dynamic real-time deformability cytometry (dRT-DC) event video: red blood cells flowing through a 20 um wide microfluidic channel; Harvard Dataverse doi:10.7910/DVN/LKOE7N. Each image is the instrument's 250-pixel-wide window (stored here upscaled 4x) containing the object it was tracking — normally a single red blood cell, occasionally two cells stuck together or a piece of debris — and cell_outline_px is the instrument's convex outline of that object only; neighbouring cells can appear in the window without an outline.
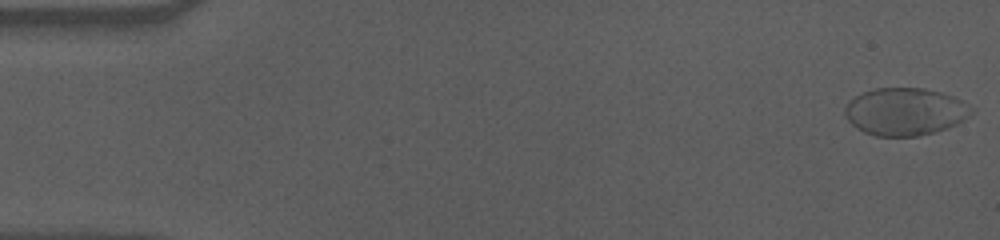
{"species": "human", "species_latin": "Homo sapiens", "temperature_condition": "cold", "stored_images_in_passage": 58, "camera_frame_rate_fps": 3000, "um_per_image_px": 0.085, "donor": {"sex": "male"}, "frame": {"image": 1, "passage_image": 1, "time_ms": 0.0, "image_size_px": [1000, 240], "cell_outline_px": [[976, 108], [964, 120], [948, 128], [916, 136], [876, 136], [864, 132], [856, 128], [848, 120], [844, 112], [844, 108], [848, 100], [864, 92], [876, 88], [924, 88], [940, 92], [964, 100]], "centroid_in_image_um": [76.95, 9.48], "position_along_channel_um": 8.1, "area_um2": 35.2}}
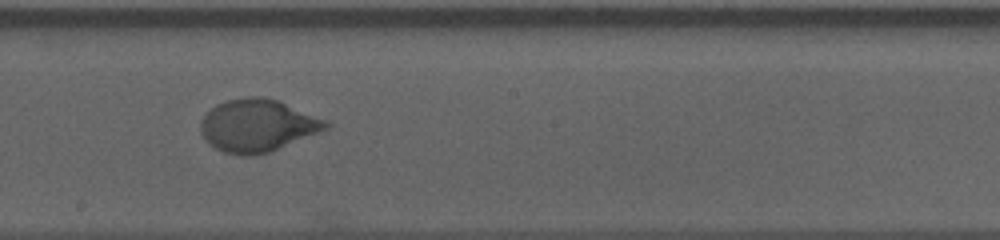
{"frame": {"image": 2, "passage_image": 32, "time_ms": 10.333, "image_size_px": [1000, 240], "cell_outline_px": [[332, 124], [328, 128], [268, 152], [252, 156], [240, 156], [224, 152], [208, 144], [204, 140], [200, 132], [200, 120], [216, 104], [228, 100], [248, 96], [260, 96], [280, 100], [328, 120]], "centroid_in_image_um": [21.88, 10.66], "position_along_channel_um": 226.3, "area_um2": 38.49}}
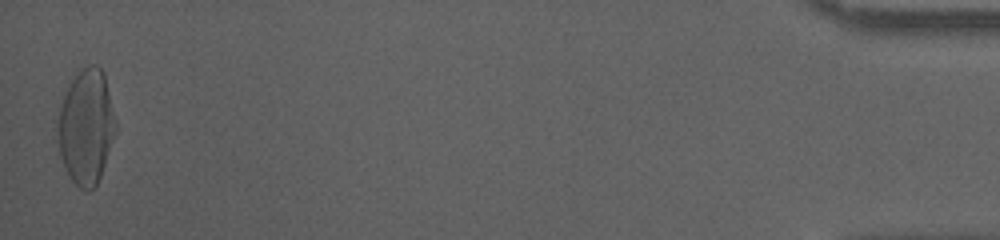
{"frame": {"image": 3, "passage_image": 57, "time_ms": 18.667, "image_size_px": [1000, 240], "cell_outline_px": [[116, 132], [100, 176], [96, 184], [88, 192], [84, 192], [68, 176], [60, 156], [56, 140], [56, 124], [64, 92], [72, 80], [88, 64], [96, 64], [104, 72], [116, 120]], "centroid_in_image_um": [7.3, 10.79], "position_along_channel_um": 427.9, "area_um2": 39.07}, "authors_computed_cell_mechanics": {"area_um2": 36.5874, "velocity_mm_per_s": 3.5264, "shape_relaxation_time_tau1_ms": 4.8467, "shape_relaxation_time_tau2_ms": null, "deformation_change_tau1": 0.2055, "deformation_change_tau2": null}}